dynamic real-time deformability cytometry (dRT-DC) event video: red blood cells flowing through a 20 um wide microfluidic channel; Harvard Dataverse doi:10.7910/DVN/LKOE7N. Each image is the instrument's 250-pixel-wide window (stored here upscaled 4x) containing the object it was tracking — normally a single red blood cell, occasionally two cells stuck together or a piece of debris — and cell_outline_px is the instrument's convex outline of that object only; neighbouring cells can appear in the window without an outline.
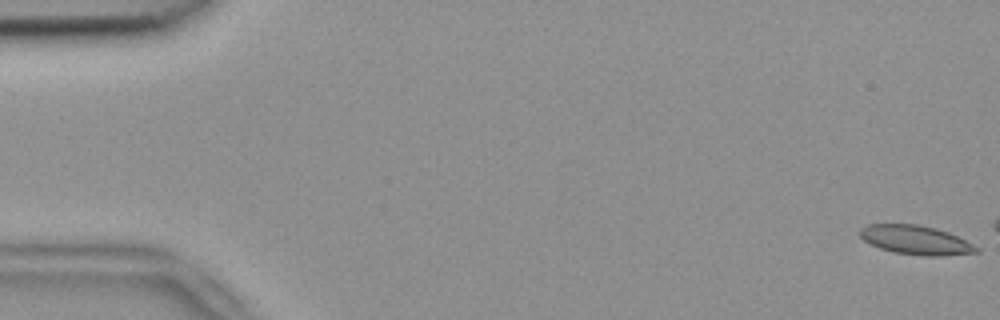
{"species": "common noctule bat (a hibernating species)", "species_latin": "Nyctalus noctula", "temperature_condition": "room temperature", "stored_images_in_passage": 8, "camera_frame_rate_fps": 3000, "um_per_image_px": 0.085, "animal": {"sex": "female", "body_mass_g": 18.4}, "frame": {"image": 1, "passage_image": 1, "time_ms": 0.0, "image_size_px": [1000, 320], "cell_outline_px": [[980, 252], [944, 256], [924, 256], [892, 252], [880, 248], [864, 240], [860, 236], [860, 228], [868, 224], [916, 224], [936, 228], [948, 232], [980, 248]], "centroid_in_image_um": [77.85, 20.41], "position_along_channel_um": 7.2, "area_um2": 19.71}}